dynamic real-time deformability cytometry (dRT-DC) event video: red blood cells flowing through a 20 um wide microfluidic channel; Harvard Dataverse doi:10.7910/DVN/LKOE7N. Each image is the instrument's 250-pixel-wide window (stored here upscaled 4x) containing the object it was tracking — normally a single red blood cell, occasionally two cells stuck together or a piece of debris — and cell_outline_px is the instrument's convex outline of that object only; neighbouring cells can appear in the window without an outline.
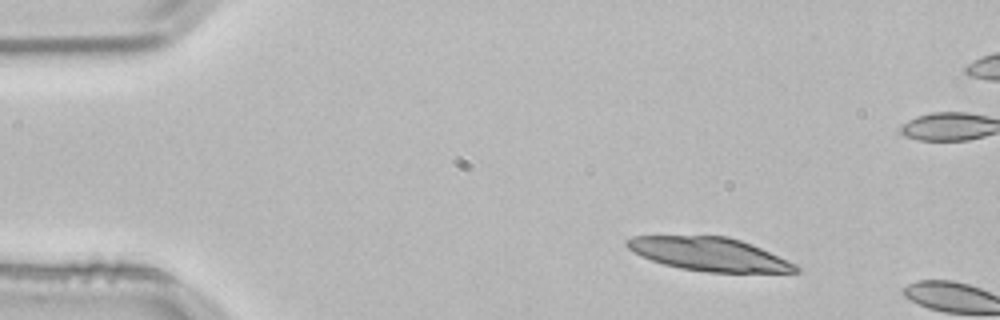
{"species": "common noctule bat (a hibernating species)", "species_latin": "Nyctalus noctula", "temperature_condition": "room temperature", "stored_images_in_passage": 3, "camera_frame_rate_fps": 3000, "um_per_image_px": 0.085, "animal": {"sex": "male", "body_mass_g": 21.5, "forearm_length_mm": 52.0}, "frame": {"image": 1, "passage_image": 2, "time_ms": 0.333, "image_size_px": [1000, 320], "cell_outline_px": [[800, 272], [704, 272], [680, 268], [664, 264], [640, 256], [632, 252], [624, 244], [624, 240], [632, 236], [728, 236], [752, 244], [788, 260], [796, 264], [800, 268]], "centroid_in_image_um": [60.26, 21.6], "position_along_channel_um": 24.7, "area_um2": 32.89}}